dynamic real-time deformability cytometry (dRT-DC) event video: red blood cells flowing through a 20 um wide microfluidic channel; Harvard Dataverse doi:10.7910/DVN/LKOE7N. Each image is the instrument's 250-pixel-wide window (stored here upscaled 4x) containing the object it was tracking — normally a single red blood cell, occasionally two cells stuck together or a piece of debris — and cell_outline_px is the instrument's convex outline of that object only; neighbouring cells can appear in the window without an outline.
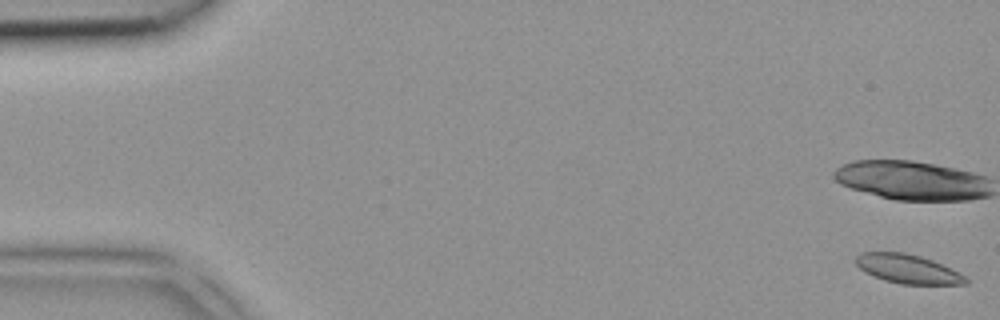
{"species": "common noctule bat (a hibernating species)", "species_latin": "Nyctalus noctula", "temperature_condition": "room temperature", "stored_images_in_passage": 6, "camera_frame_rate_fps": 3000, "um_per_image_px": 0.085, "animal": {"sex": "female", "body_mass_g": 18.4}, "frame": {"image": 1, "passage_image": 1, "time_ms": 0.0, "image_size_px": [1000, 320], "cell_outline_px": [[968, 284], [900, 284], [884, 280], [860, 268], [856, 264], [856, 256], [860, 252], [904, 252], [920, 256], [932, 260], [952, 268], [964, 276], [968, 280]], "centroid_in_image_um": [77.18, 22.85], "position_along_channel_um": 7.8, "area_um2": 18.38}}